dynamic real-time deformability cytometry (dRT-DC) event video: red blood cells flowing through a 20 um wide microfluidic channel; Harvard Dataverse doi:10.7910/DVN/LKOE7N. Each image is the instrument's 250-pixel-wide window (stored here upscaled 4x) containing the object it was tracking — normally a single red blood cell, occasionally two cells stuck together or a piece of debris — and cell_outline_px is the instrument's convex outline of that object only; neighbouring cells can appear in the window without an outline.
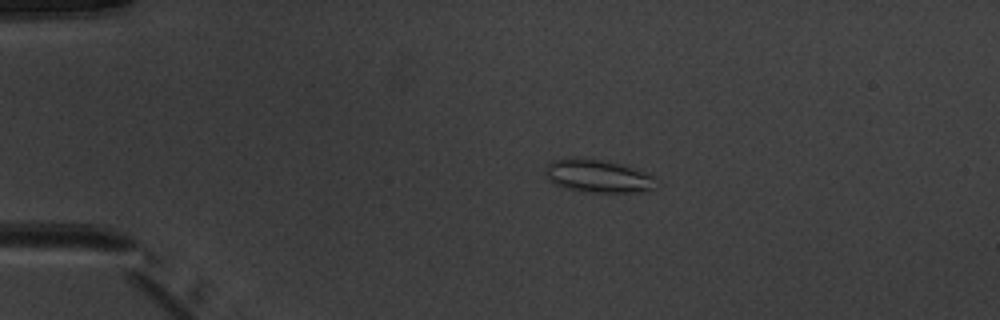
{"species": "common noctule bat (a hibernating species)", "species_latin": "Nyctalus noctula", "temperature_condition": "warm", "stored_images_in_passage": 6, "camera_frame_rate_fps": 3000, "um_per_image_px": 0.085, "animal": {"sex": "male", "body_mass_g": 20.1, "forearm_length_mm": 53.5}, "frame": {"image": 1, "passage_image": 3, "time_ms": 2.333, "image_size_px": [1000, 320], "cell_outline_px": [[656, 188], [640, 192], [584, 192], [564, 188], [548, 180], [548, 164], [552, 160], [572, 156], [576, 156], [608, 160], [624, 164], [656, 176]], "centroid_in_image_um": [50.88, 14.94], "position_along_channel_um": 34.1, "area_um2": 21.79}}
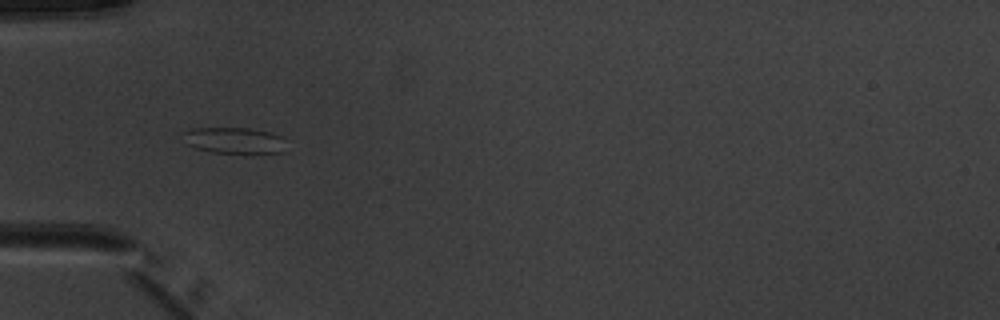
{"frame": {"image": 2, "passage_image": 5, "time_ms": 4.333, "image_size_px": [1000, 320], "cell_outline_px": [[284, 152], [212, 152], [196, 148], [188, 144], [184, 132], [192, 128], [248, 128], [268, 132], [280, 136]], "centroid_in_image_um": [19.87, 11.92], "position_along_channel_um": 65.1, "area_um2": 14.97}}
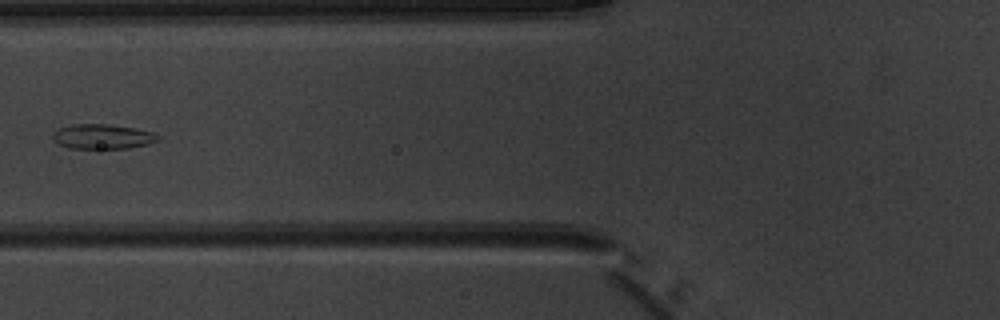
{"frame": {"image": 3, "passage_image": 6, "time_ms": 5.667, "image_size_px": [1000, 320], "cell_outline_px": [[160, 140], [148, 144], [128, 148], [68, 148], [60, 144], [52, 136], [52, 132], [60, 128], [72, 124], [108, 124], [136, 128], [152, 132], [160, 136]], "centroid_in_image_um": [8.75, 11.6], "position_along_channel_um": 117.1, "area_um2": 15.14}}